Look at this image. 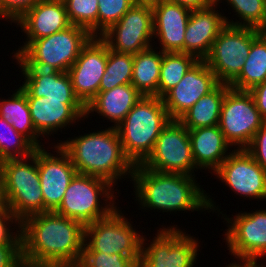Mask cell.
<instances>
[{
    "label": "cell",
    "mask_w": 266,
    "mask_h": 267,
    "mask_svg": "<svg viewBox=\"0 0 266 267\" xmlns=\"http://www.w3.org/2000/svg\"><path fill=\"white\" fill-rule=\"evenodd\" d=\"M154 46L133 55L131 84L143 96H157L161 62L164 52Z\"/></svg>",
    "instance_id": "cell-27"
},
{
    "label": "cell",
    "mask_w": 266,
    "mask_h": 267,
    "mask_svg": "<svg viewBox=\"0 0 266 267\" xmlns=\"http://www.w3.org/2000/svg\"><path fill=\"white\" fill-rule=\"evenodd\" d=\"M224 216L228 223L224 240L231 256L262 260L266 255V210L239 212L232 218Z\"/></svg>",
    "instance_id": "cell-15"
},
{
    "label": "cell",
    "mask_w": 266,
    "mask_h": 267,
    "mask_svg": "<svg viewBox=\"0 0 266 267\" xmlns=\"http://www.w3.org/2000/svg\"><path fill=\"white\" fill-rule=\"evenodd\" d=\"M109 49L136 54L152 47L153 10L149 5H133L121 19L100 36Z\"/></svg>",
    "instance_id": "cell-13"
},
{
    "label": "cell",
    "mask_w": 266,
    "mask_h": 267,
    "mask_svg": "<svg viewBox=\"0 0 266 267\" xmlns=\"http://www.w3.org/2000/svg\"><path fill=\"white\" fill-rule=\"evenodd\" d=\"M59 142L80 174L105 179L114 186L124 176L132 178L134 165L124 154L119 134L112 126Z\"/></svg>",
    "instance_id": "cell-3"
},
{
    "label": "cell",
    "mask_w": 266,
    "mask_h": 267,
    "mask_svg": "<svg viewBox=\"0 0 266 267\" xmlns=\"http://www.w3.org/2000/svg\"><path fill=\"white\" fill-rule=\"evenodd\" d=\"M6 208V202L2 187L0 186V213Z\"/></svg>",
    "instance_id": "cell-46"
},
{
    "label": "cell",
    "mask_w": 266,
    "mask_h": 267,
    "mask_svg": "<svg viewBox=\"0 0 266 267\" xmlns=\"http://www.w3.org/2000/svg\"><path fill=\"white\" fill-rule=\"evenodd\" d=\"M266 121L249 91L229 88L222 102L219 127L226 141L235 149H246Z\"/></svg>",
    "instance_id": "cell-10"
},
{
    "label": "cell",
    "mask_w": 266,
    "mask_h": 267,
    "mask_svg": "<svg viewBox=\"0 0 266 267\" xmlns=\"http://www.w3.org/2000/svg\"><path fill=\"white\" fill-rule=\"evenodd\" d=\"M69 22L98 36V0H63Z\"/></svg>",
    "instance_id": "cell-34"
},
{
    "label": "cell",
    "mask_w": 266,
    "mask_h": 267,
    "mask_svg": "<svg viewBox=\"0 0 266 267\" xmlns=\"http://www.w3.org/2000/svg\"><path fill=\"white\" fill-rule=\"evenodd\" d=\"M79 267H138L128 256L97 251H82Z\"/></svg>",
    "instance_id": "cell-36"
},
{
    "label": "cell",
    "mask_w": 266,
    "mask_h": 267,
    "mask_svg": "<svg viewBox=\"0 0 266 267\" xmlns=\"http://www.w3.org/2000/svg\"><path fill=\"white\" fill-rule=\"evenodd\" d=\"M58 265L56 263L34 262L21 257L15 267H57Z\"/></svg>",
    "instance_id": "cell-44"
},
{
    "label": "cell",
    "mask_w": 266,
    "mask_h": 267,
    "mask_svg": "<svg viewBox=\"0 0 266 267\" xmlns=\"http://www.w3.org/2000/svg\"><path fill=\"white\" fill-rule=\"evenodd\" d=\"M57 267H71V265H58Z\"/></svg>",
    "instance_id": "cell-47"
},
{
    "label": "cell",
    "mask_w": 266,
    "mask_h": 267,
    "mask_svg": "<svg viewBox=\"0 0 266 267\" xmlns=\"http://www.w3.org/2000/svg\"><path fill=\"white\" fill-rule=\"evenodd\" d=\"M170 120L162 98L142 96L116 127L124 154L134 166L147 159Z\"/></svg>",
    "instance_id": "cell-4"
},
{
    "label": "cell",
    "mask_w": 266,
    "mask_h": 267,
    "mask_svg": "<svg viewBox=\"0 0 266 267\" xmlns=\"http://www.w3.org/2000/svg\"><path fill=\"white\" fill-rule=\"evenodd\" d=\"M44 148H37V167L44 198V212H47L55 211L59 207L67 187L78 172L59 144L54 145V153L57 154L47 152Z\"/></svg>",
    "instance_id": "cell-17"
},
{
    "label": "cell",
    "mask_w": 266,
    "mask_h": 267,
    "mask_svg": "<svg viewBox=\"0 0 266 267\" xmlns=\"http://www.w3.org/2000/svg\"><path fill=\"white\" fill-rule=\"evenodd\" d=\"M91 37L86 29L71 24L50 36L33 40L18 56L12 57L20 68L68 72Z\"/></svg>",
    "instance_id": "cell-6"
},
{
    "label": "cell",
    "mask_w": 266,
    "mask_h": 267,
    "mask_svg": "<svg viewBox=\"0 0 266 267\" xmlns=\"http://www.w3.org/2000/svg\"><path fill=\"white\" fill-rule=\"evenodd\" d=\"M36 147L0 116V162L30 157Z\"/></svg>",
    "instance_id": "cell-32"
},
{
    "label": "cell",
    "mask_w": 266,
    "mask_h": 267,
    "mask_svg": "<svg viewBox=\"0 0 266 267\" xmlns=\"http://www.w3.org/2000/svg\"><path fill=\"white\" fill-rule=\"evenodd\" d=\"M128 220L118 207L109 216L85 226L82 251L121 254L139 266L143 235L136 232Z\"/></svg>",
    "instance_id": "cell-8"
},
{
    "label": "cell",
    "mask_w": 266,
    "mask_h": 267,
    "mask_svg": "<svg viewBox=\"0 0 266 267\" xmlns=\"http://www.w3.org/2000/svg\"><path fill=\"white\" fill-rule=\"evenodd\" d=\"M30 115L40 137H49L85 119V106L80 100H54L47 97H27ZM83 118V119H82Z\"/></svg>",
    "instance_id": "cell-19"
},
{
    "label": "cell",
    "mask_w": 266,
    "mask_h": 267,
    "mask_svg": "<svg viewBox=\"0 0 266 267\" xmlns=\"http://www.w3.org/2000/svg\"><path fill=\"white\" fill-rule=\"evenodd\" d=\"M141 165L153 171L194 175L197 168L188 129L179 120H170Z\"/></svg>",
    "instance_id": "cell-12"
},
{
    "label": "cell",
    "mask_w": 266,
    "mask_h": 267,
    "mask_svg": "<svg viewBox=\"0 0 266 267\" xmlns=\"http://www.w3.org/2000/svg\"><path fill=\"white\" fill-rule=\"evenodd\" d=\"M237 259L238 262L234 261L233 263L226 265V267H266V265H263V263L261 265L258 264L257 259H252V258H237Z\"/></svg>",
    "instance_id": "cell-43"
},
{
    "label": "cell",
    "mask_w": 266,
    "mask_h": 267,
    "mask_svg": "<svg viewBox=\"0 0 266 267\" xmlns=\"http://www.w3.org/2000/svg\"><path fill=\"white\" fill-rule=\"evenodd\" d=\"M218 3L204 9L192 10L184 34V53L204 60L210 53L213 42L227 25L224 13L216 10Z\"/></svg>",
    "instance_id": "cell-21"
},
{
    "label": "cell",
    "mask_w": 266,
    "mask_h": 267,
    "mask_svg": "<svg viewBox=\"0 0 266 267\" xmlns=\"http://www.w3.org/2000/svg\"><path fill=\"white\" fill-rule=\"evenodd\" d=\"M228 84L219 83L211 92L201 97L178 120L188 129L219 125L220 112Z\"/></svg>",
    "instance_id": "cell-26"
},
{
    "label": "cell",
    "mask_w": 266,
    "mask_h": 267,
    "mask_svg": "<svg viewBox=\"0 0 266 267\" xmlns=\"http://www.w3.org/2000/svg\"><path fill=\"white\" fill-rule=\"evenodd\" d=\"M0 245H21V221L8 207L0 213Z\"/></svg>",
    "instance_id": "cell-37"
},
{
    "label": "cell",
    "mask_w": 266,
    "mask_h": 267,
    "mask_svg": "<svg viewBox=\"0 0 266 267\" xmlns=\"http://www.w3.org/2000/svg\"><path fill=\"white\" fill-rule=\"evenodd\" d=\"M153 38H157L162 52L184 53V34L191 9L162 0L152 6Z\"/></svg>",
    "instance_id": "cell-22"
},
{
    "label": "cell",
    "mask_w": 266,
    "mask_h": 267,
    "mask_svg": "<svg viewBox=\"0 0 266 267\" xmlns=\"http://www.w3.org/2000/svg\"><path fill=\"white\" fill-rule=\"evenodd\" d=\"M167 1L187 7L191 10L204 9L210 7L214 3L212 0H167Z\"/></svg>",
    "instance_id": "cell-42"
},
{
    "label": "cell",
    "mask_w": 266,
    "mask_h": 267,
    "mask_svg": "<svg viewBox=\"0 0 266 267\" xmlns=\"http://www.w3.org/2000/svg\"><path fill=\"white\" fill-rule=\"evenodd\" d=\"M219 84L213 71L204 60H198L180 82L163 97L164 106L171 120H178L201 97Z\"/></svg>",
    "instance_id": "cell-18"
},
{
    "label": "cell",
    "mask_w": 266,
    "mask_h": 267,
    "mask_svg": "<svg viewBox=\"0 0 266 267\" xmlns=\"http://www.w3.org/2000/svg\"><path fill=\"white\" fill-rule=\"evenodd\" d=\"M12 94L6 100L0 99V116L10 122L14 129L25 136L36 148L44 147L34 127L26 94L20 88Z\"/></svg>",
    "instance_id": "cell-28"
},
{
    "label": "cell",
    "mask_w": 266,
    "mask_h": 267,
    "mask_svg": "<svg viewBox=\"0 0 266 267\" xmlns=\"http://www.w3.org/2000/svg\"><path fill=\"white\" fill-rule=\"evenodd\" d=\"M132 75L133 54L116 52L108 47V60L99 91H108L119 85L130 84Z\"/></svg>",
    "instance_id": "cell-31"
},
{
    "label": "cell",
    "mask_w": 266,
    "mask_h": 267,
    "mask_svg": "<svg viewBox=\"0 0 266 267\" xmlns=\"http://www.w3.org/2000/svg\"><path fill=\"white\" fill-rule=\"evenodd\" d=\"M162 228L157 230L150 244L145 243L147 238L143 236L138 267H193L199 254L198 239L175 225Z\"/></svg>",
    "instance_id": "cell-11"
},
{
    "label": "cell",
    "mask_w": 266,
    "mask_h": 267,
    "mask_svg": "<svg viewBox=\"0 0 266 267\" xmlns=\"http://www.w3.org/2000/svg\"><path fill=\"white\" fill-rule=\"evenodd\" d=\"M113 187L105 179L77 173L55 212L80 222L84 227L92 224L109 216L117 208ZM100 198L105 203L102 204Z\"/></svg>",
    "instance_id": "cell-7"
},
{
    "label": "cell",
    "mask_w": 266,
    "mask_h": 267,
    "mask_svg": "<svg viewBox=\"0 0 266 267\" xmlns=\"http://www.w3.org/2000/svg\"><path fill=\"white\" fill-rule=\"evenodd\" d=\"M41 0H0V19L16 23Z\"/></svg>",
    "instance_id": "cell-38"
},
{
    "label": "cell",
    "mask_w": 266,
    "mask_h": 267,
    "mask_svg": "<svg viewBox=\"0 0 266 267\" xmlns=\"http://www.w3.org/2000/svg\"><path fill=\"white\" fill-rule=\"evenodd\" d=\"M0 176H1V162H0ZM0 186H1V180H0Z\"/></svg>",
    "instance_id": "cell-49"
},
{
    "label": "cell",
    "mask_w": 266,
    "mask_h": 267,
    "mask_svg": "<svg viewBox=\"0 0 266 267\" xmlns=\"http://www.w3.org/2000/svg\"><path fill=\"white\" fill-rule=\"evenodd\" d=\"M246 150L252 155L254 160L266 170V122L255 133Z\"/></svg>",
    "instance_id": "cell-39"
},
{
    "label": "cell",
    "mask_w": 266,
    "mask_h": 267,
    "mask_svg": "<svg viewBox=\"0 0 266 267\" xmlns=\"http://www.w3.org/2000/svg\"><path fill=\"white\" fill-rule=\"evenodd\" d=\"M262 33L253 27L226 25L204 59L219 83L230 85L241 73L252 42Z\"/></svg>",
    "instance_id": "cell-9"
},
{
    "label": "cell",
    "mask_w": 266,
    "mask_h": 267,
    "mask_svg": "<svg viewBox=\"0 0 266 267\" xmlns=\"http://www.w3.org/2000/svg\"><path fill=\"white\" fill-rule=\"evenodd\" d=\"M21 258V245H0V267H15Z\"/></svg>",
    "instance_id": "cell-40"
},
{
    "label": "cell",
    "mask_w": 266,
    "mask_h": 267,
    "mask_svg": "<svg viewBox=\"0 0 266 267\" xmlns=\"http://www.w3.org/2000/svg\"><path fill=\"white\" fill-rule=\"evenodd\" d=\"M198 61L191 54L182 52H164L161 62L158 97L162 98L176 86L187 71Z\"/></svg>",
    "instance_id": "cell-30"
},
{
    "label": "cell",
    "mask_w": 266,
    "mask_h": 267,
    "mask_svg": "<svg viewBox=\"0 0 266 267\" xmlns=\"http://www.w3.org/2000/svg\"><path fill=\"white\" fill-rule=\"evenodd\" d=\"M222 0L217 3L220 4ZM239 17L234 22L225 16L227 25L253 27L262 30L266 25V0H224ZM231 20V21H230ZM243 20V21H242ZM241 21V22H240ZM243 22V23H242Z\"/></svg>",
    "instance_id": "cell-33"
},
{
    "label": "cell",
    "mask_w": 266,
    "mask_h": 267,
    "mask_svg": "<svg viewBox=\"0 0 266 267\" xmlns=\"http://www.w3.org/2000/svg\"><path fill=\"white\" fill-rule=\"evenodd\" d=\"M213 174L236 195L266 199V170L246 149H233Z\"/></svg>",
    "instance_id": "cell-14"
},
{
    "label": "cell",
    "mask_w": 266,
    "mask_h": 267,
    "mask_svg": "<svg viewBox=\"0 0 266 267\" xmlns=\"http://www.w3.org/2000/svg\"><path fill=\"white\" fill-rule=\"evenodd\" d=\"M15 24L26 34L23 46L13 52L18 56L33 40L50 36L71 25L63 0H41Z\"/></svg>",
    "instance_id": "cell-20"
},
{
    "label": "cell",
    "mask_w": 266,
    "mask_h": 267,
    "mask_svg": "<svg viewBox=\"0 0 266 267\" xmlns=\"http://www.w3.org/2000/svg\"><path fill=\"white\" fill-rule=\"evenodd\" d=\"M188 133L196 168L211 169L210 173H214L230 154L227 151L231 148L219 125L191 129Z\"/></svg>",
    "instance_id": "cell-24"
},
{
    "label": "cell",
    "mask_w": 266,
    "mask_h": 267,
    "mask_svg": "<svg viewBox=\"0 0 266 267\" xmlns=\"http://www.w3.org/2000/svg\"><path fill=\"white\" fill-rule=\"evenodd\" d=\"M85 227L55 211L28 216L21 222V257L34 262L78 265Z\"/></svg>",
    "instance_id": "cell-1"
},
{
    "label": "cell",
    "mask_w": 266,
    "mask_h": 267,
    "mask_svg": "<svg viewBox=\"0 0 266 267\" xmlns=\"http://www.w3.org/2000/svg\"><path fill=\"white\" fill-rule=\"evenodd\" d=\"M196 175L153 171L135 165L132 173L136 201L143 209L162 212H216L218 207L195 179ZM208 195V196H207ZM216 207V208H215Z\"/></svg>",
    "instance_id": "cell-2"
},
{
    "label": "cell",
    "mask_w": 266,
    "mask_h": 267,
    "mask_svg": "<svg viewBox=\"0 0 266 267\" xmlns=\"http://www.w3.org/2000/svg\"><path fill=\"white\" fill-rule=\"evenodd\" d=\"M107 60V43L100 36H92L68 70L74 93L85 107L99 92Z\"/></svg>",
    "instance_id": "cell-16"
},
{
    "label": "cell",
    "mask_w": 266,
    "mask_h": 267,
    "mask_svg": "<svg viewBox=\"0 0 266 267\" xmlns=\"http://www.w3.org/2000/svg\"><path fill=\"white\" fill-rule=\"evenodd\" d=\"M98 36H101L134 5L133 0H98Z\"/></svg>",
    "instance_id": "cell-35"
},
{
    "label": "cell",
    "mask_w": 266,
    "mask_h": 267,
    "mask_svg": "<svg viewBox=\"0 0 266 267\" xmlns=\"http://www.w3.org/2000/svg\"><path fill=\"white\" fill-rule=\"evenodd\" d=\"M135 5H149L154 6L159 4L162 0H133Z\"/></svg>",
    "instance_id": "cell-45"
},
{
    "label": "cell",
    "mask_w": 266,
    "mask_h": 267,
    "mask_svg": "<svg viewBox=\"0 0 266 267\" xmlns=\"http://www.w3.org/2000/svg\"><path fill=\"white\" fill-rule=\"evenodd\" d=\"M249 92L252 94L262 118L266 121V80L253 87Z\"/></svg>",
    "instance_id": "cell-41"
},
{
    "label": "cell",
    "mask_w": 266,
    "mask_h": 267,
    "mask_svg": "<svg viewBox=\"0 0 266 267\" xmlns=\"http://www.w3.org/2000/svg\"><path fill=\"white\" fill-rule=\"evenodd\" d=\"M0 180L6 207L21 222L28 216L44 213L37 148L30 157L2 161Z\"/></svg>",
    "instance_id": "cell-5"
},
{
    "label": "cell",
    "mask_w": 266,
    "mask_h": 267,
    "mask_svg": "<svg viewBox=\"0 0 266 267\" xmlns=\"http://www.w3.org/2000/svg\"><path fill=\"white\" fill-rule=\"evenodd\" d=\"M142 96L131 83L99 91L85 107V118L95 111L102 118L113 122L112 127L116 128Z\"/></svg>",
    "instance_id": "cell-25"
},
{
    "label": "cell",
    "mask_w": 266,
    "mask_h": 267,
    "mask_svg": "<svg viewBox=\"0 0 266 267\" xmlns=\"http://www.w3.org/2000/svg\"><path fill=\"white\" fill-rule=\"evenodd\" d=\"M262 32L266 33V25H265V27L262 29Z\"/></svg>",
    "instance_id": "cell-48"
},
{
    "label": "cell",
    "mask_w": 266,
    "mask_h": 267,
    "mask_svg": "<svg viewBox=\"0 0 266 267\" xmlns=\"http://www.w3.org/2000/svg\"><path fill=\"white\" fill-rule=\"evenodd\" d=\"M24 76L20 89L26 97H47L54 100H79L68 72L40 68H19Z\"/></svg>",
    "instance_id": "cell-23"
},
{
    "label": "cell",
    "mask_w": 266,
    "mask_h": 267,
    "mask_svg": "<svg viewBox=\"0 0 266 267\" xmlns=\"http://www.w3.org/2000/svg\"><path fill=\"white\" fill-rule=\"evenodd\" d=\"M266 80V33L262 32L251 45L239 76L229 85L240 91H250Z\"/></svg>",
    "instance_id": "cell-29"
}]
</instances>
